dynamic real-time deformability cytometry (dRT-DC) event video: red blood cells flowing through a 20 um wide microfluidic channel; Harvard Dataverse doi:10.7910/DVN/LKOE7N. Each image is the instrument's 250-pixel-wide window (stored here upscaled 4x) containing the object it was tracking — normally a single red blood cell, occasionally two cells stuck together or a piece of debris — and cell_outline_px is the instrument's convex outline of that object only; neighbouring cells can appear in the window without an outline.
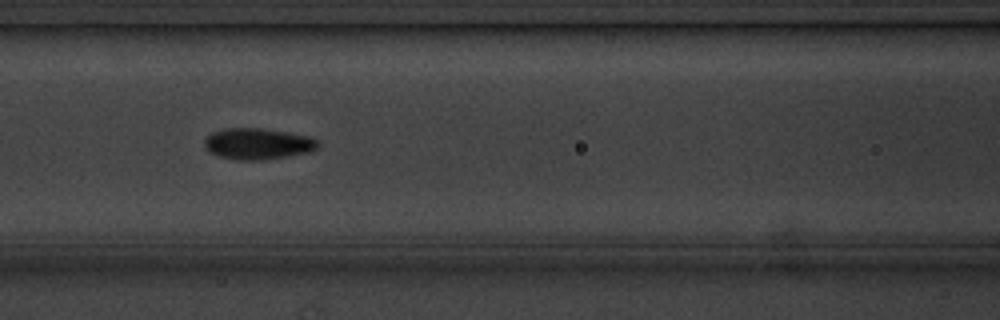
{"species": "common noctule bat (a hibernating species)", "species_latin": "Nyctalus noctula", "temperature_condition": "cold", "stored_images_in_passage": 12, "camera_frame_rate_fps": 3000, "um_per_image_px": 0.085, "animal": {"sex": "male", "body_mass_g": 20.1, "forearm_length_mm": 53.5}, "frame": {"image": 1, "passage_image": 4, "time_ms": 4.333, "image_size_px": [1000, 320], "cell_outline_px": [[320, 144], [316, 148], [308, 152], [288, 156], [264, 160], [236, 160], [220, 156], [208, 152], [204, 148], [204, 140], [212, 132], [228, 128], [260, 128], [288, 132], [308, 136], [316, 140]], "centroid_in_image_um": [21.88, 12.23], "position_along_channel_um": 144.7, "area_um2": 20.63}}
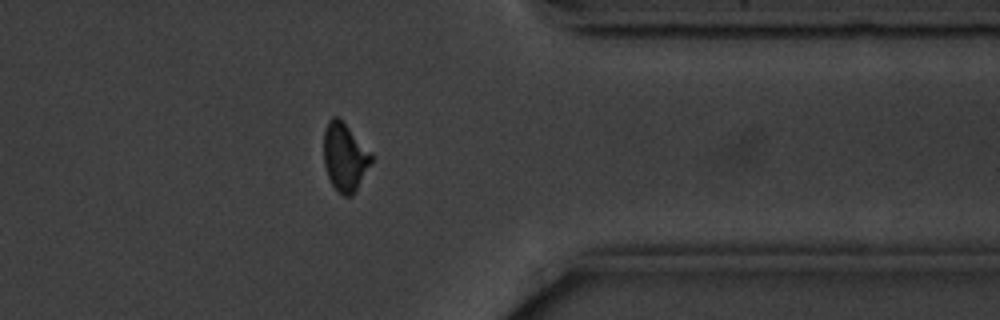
{"frame": {"image": 2, "passage_image": 10, "time_ms": 11.333, "image_size_px": [1000, 320], "cell_outline_px": [[376, 156], [352, 196], [344, 196], [332, 184], [328, 176], [324, 164], [324, 128], [328, 120], [332, 116], [336, 116]], "centroid_in_image_um": [29.32, 13.34], "position_along_channel_um": 382.1, "area_um2": 18.79}}
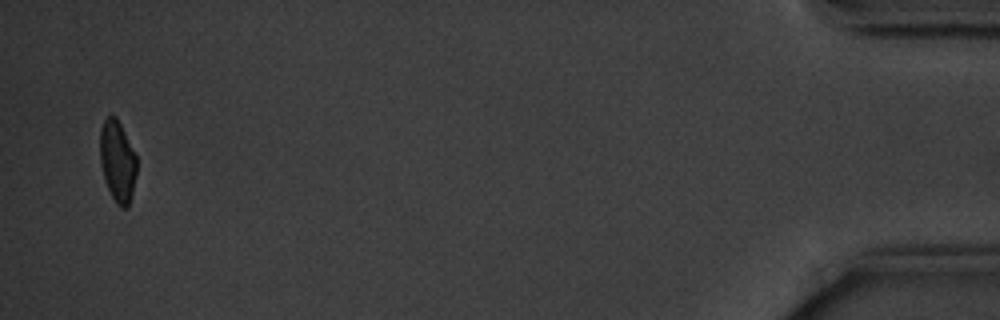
{"frame": {"image": 3, "passage_image": 12, "time_ms": 14.667, "image_size_px": [1000, 320], "cell_outline_px": [[136, 176], [128, 208], [120, 208], [116, 204], [104, 180], [100, 164], [100, 128], [104, 120], [108, 116], [116, 116], [136, 156]], "centroid_in_image_um": [9.97, 13.73], "position_along_channel_um": 425.2, "area_um2": 17.34}, "authors_computed_cell_mechanics": {"area_um2": 19.652, "velocity_mm_per_s": 3.5551, "shape_relaxation_time_tau1_ms": 1.6387, "shape_relaxation_time_tau2_ms": null, "deformation_change_tau1": 0.0763, "deformation_change_tau2": null}}